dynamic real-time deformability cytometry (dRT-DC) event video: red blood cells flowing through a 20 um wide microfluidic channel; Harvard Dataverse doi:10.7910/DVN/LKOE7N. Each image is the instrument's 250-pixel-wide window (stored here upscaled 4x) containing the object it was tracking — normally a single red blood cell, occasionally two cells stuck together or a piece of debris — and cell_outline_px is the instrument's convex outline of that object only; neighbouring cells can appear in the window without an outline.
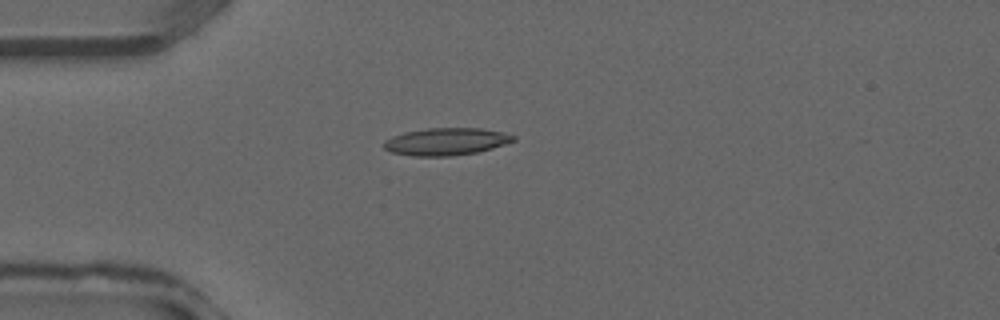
{"species": "common noctule bat (a hibernating species)", "species_latin": "Nyctalus noctula", "temperature_condition": "warm", "stored_images_in_passage": 29, "camera_frame_rate_fps": 3000, "um_per_image_px": 0.085, "animal": {"sex": "male", "forearm_length_mm": 52.5}, "frame": {"image": 1, "passage_image": 2, "time_ms": 0.333, "image_size_px": [1000, 320], "cell_outline_px": [[516, 140], [492, 148], [476, 152], [452, 156], [412, 156], [392, 152], [384, 148], [384, 140], [392, 136], [404, 132], [428, 128], [480, 128], [500, 132], [516, 136]], "centroid_in_image_um": [37.89, 12.03], "position_along_channel_um": 47.1, "area_um2": 20.52}}
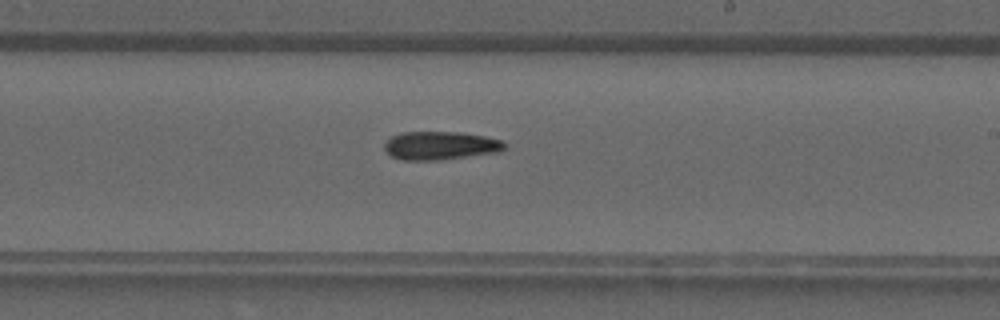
{"frame": {"image": 2, "passage_image": 14, "time_ms": 4.333, "image_size_px": [1000, 320], "cell_outline_px": [[504, 148], [500, 152], [436, 160], [404, 160], [392, 156], [384, 148], [384, 144], [392, 136], [400, 132], [460, 132], [484, 136], [504, 140]], "centroid_in_image_um": [37.44, 12.36], "position_along_channel_um": 251.6, "area_um2": 19.71}}
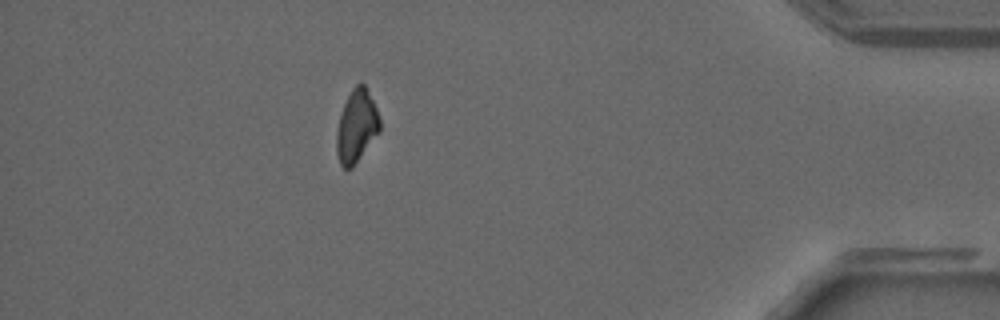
{"frame": {"image": 3, "passage_image": 25, "time_ms": 8.0, "image_size_px": [1000, 320], "cell_outline_px": [[380, 132], [352, 168], [344, 168], [340, 164], [336, 152], [336, 132], [340, 116], [344, 104], [352, 88], [356, 84], [364, 84], [376, 108], [380, 120]], "centroid_in_image_um": [30.3, 10.76], "position_along_channel_um": 404.9, "area_um2": 18.15}}